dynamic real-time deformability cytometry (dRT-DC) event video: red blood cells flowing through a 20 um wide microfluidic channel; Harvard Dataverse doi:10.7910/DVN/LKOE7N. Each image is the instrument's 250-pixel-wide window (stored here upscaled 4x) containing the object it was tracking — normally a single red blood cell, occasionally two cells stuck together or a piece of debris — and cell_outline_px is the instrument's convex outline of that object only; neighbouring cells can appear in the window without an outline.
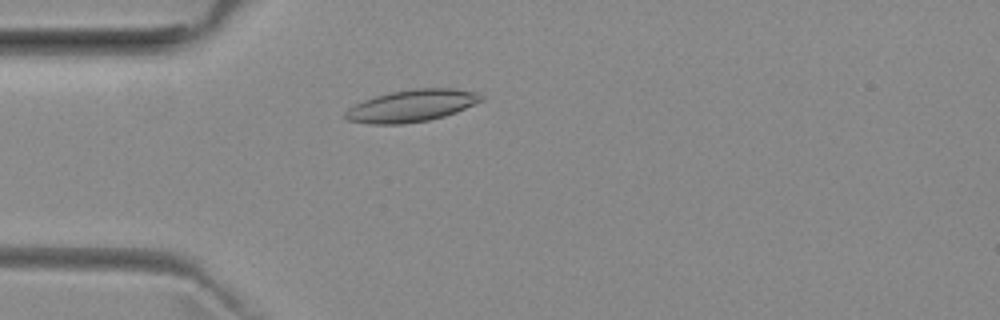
{"species": "common noctule bat (a hibernating species)", "species_latin": "Nyctalus noctula", "temperature_condition": "room temperature", "stored_images_in_passage": 50, "camera_frame_rate_fps": 3000, "um_per_image_px": 0.085, "animal": {"sex": "female", "body_mass_g": 29.2, "forearm_length_mm": 56.3}, "frame": {"image": 1, "passage_image": 12, "time_ms": 3.667, "image_size_px": [1000, 320], "cell_outline_px": [[484, 100], [456, 112], [444, 116], [428, 120], [404, 124], [368, 124], [348, 120], [344, 116], [344, 112], [348, 108], [364, 100], [376, 96], [392, 92], [412, 88], [452, 88], [472, 92], [484, 96]], "centroid_in_image_um": [34.98, 8.99], "position_along_channel_um": 50.0, "area_um2": 25.26}}
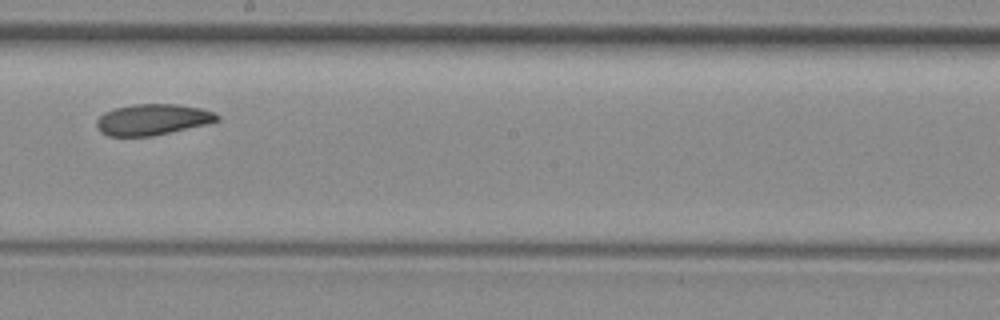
{"frame": {"image": 2, "passage_image": 27, "time_ms": 8.667, "image_size_px": [1000, 320], "cell_outline_px": [[220, 120], [208, 124], [152, 136], [108, 136], [100, 132], [96, 124], [96, 120], [104, 112], [112, 108], [132, 104], [176, 104], [200, 108], [216, 112], [220, 116]], "centroid_in_image_um": [12.97, 10.15], "position_along_channel_um": 235.2, "area_um2": 22.02}}
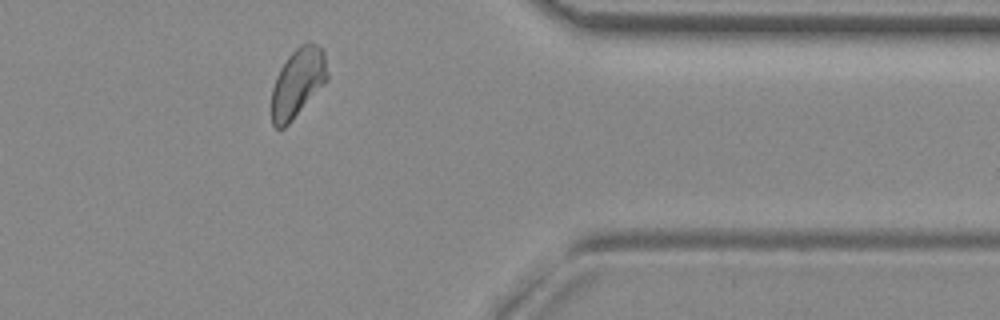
{"frame": {"image": 3, "passage_image": 40, "time_ms": 13.0, "image_size_px": [1000, 320], "cell_outline_px": [[328, 80], [292, 120], [284, 128], [276, 128], [272, 124], [272, 88], [276, 76], [280, 68], [288, 56], [300, 44], [316, 44], [324, 52], [328, 76]], "centroid_in_image_um": [25.3, 7.04], "position_along_channel_um": 386.1, "area_um2": 22.14}, "authors_computed_cell_mechanics": {"area_um2": 22.8021, "velocity_mm_per_s": 3.925, "shape_relaxation_time_tau1_ms": 6.4144, "shape_relaxation_time_tau2_ms": 5.4118, "deformation_change_tau1": 0.1265, "deformation_change_tau2": 0.1103}}